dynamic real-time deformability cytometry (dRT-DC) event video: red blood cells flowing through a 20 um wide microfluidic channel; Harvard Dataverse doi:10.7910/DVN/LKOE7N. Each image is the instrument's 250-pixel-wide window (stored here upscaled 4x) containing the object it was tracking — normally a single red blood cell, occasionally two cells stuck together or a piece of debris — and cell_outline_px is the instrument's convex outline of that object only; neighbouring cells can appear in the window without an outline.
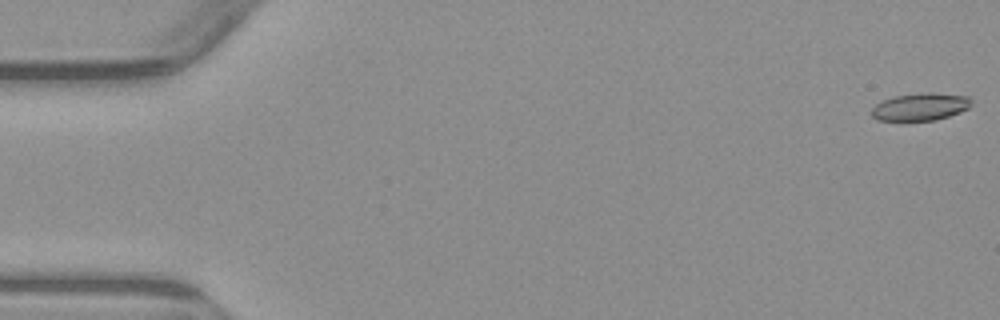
{"species": "common noctule bat (a hibernating species)", "species_latin": "Nyctalus noctula", "temperature_condition": "warm", "stored_images_in_passage": 6, "camera_frame_rate_fps": 3000, "um_per_image_px": 0.085, "animal": {"sex": "male", "body_mass_g": 23.1, "forearm_length_mm": 52.7}, "frame": {"image": 1, "passage_image": 1, "time_ms": 0.0, "image_size_px": [1000, 320], "cell_outline_px": [[972, 104], [968, 108], [960, 112], [936, 120], [876, 120], [872, 116], [872, 108], [876, 104], [892, 96], [924, 92], [932, 92], [968, 96], [972, 100]], "centroid_in_image_um": [78.25, 9.06], "position_along_channel_um": 6.8, "area_um2": 16.01}}
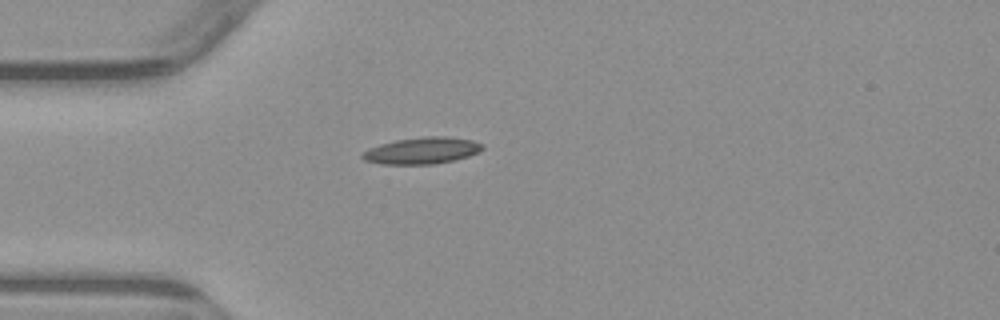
{"frame": {"image": 2, "passage_image": 5, "time_ms": 4.667, "image_size_px": [1000, 320], "cell_outline_px": [[484, 148], [468, 156], [456, 160], [432, 164], [380, 164], [364, 160], [360, 156], [368, 148], [380, 144], [396, 140], [424, 136], [444, 136], [472, 140], [484, 144]], "centroid_in_image_um": [35.86, 12.8], "position_along_channel_um": 49.1, "area_um2": 18.61}}